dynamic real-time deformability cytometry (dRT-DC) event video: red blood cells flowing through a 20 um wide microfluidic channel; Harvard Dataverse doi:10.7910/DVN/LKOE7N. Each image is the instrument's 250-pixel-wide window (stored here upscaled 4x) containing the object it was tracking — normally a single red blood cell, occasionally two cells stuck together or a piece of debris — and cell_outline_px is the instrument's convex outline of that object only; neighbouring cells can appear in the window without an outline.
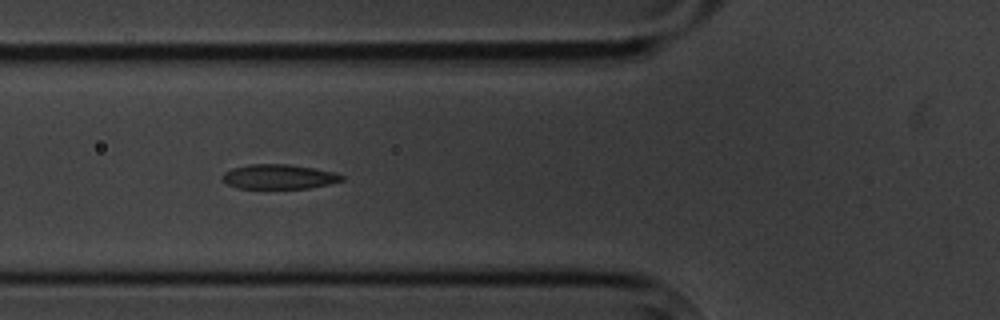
{"species": "common noctule bat (a hibernating species)", "species_latin": "Nyctalus noctula", "temperature_condition": "cold", "stored_images_in_passage": 9, "camera_frame_rate_fps": 3000, "um_per_image_px": 0.085, "animal": {"sex": "male", "body_mass_g": 20.1, "forearm_length_mm": 53.5}, "frame": {"image": 1, "passage_image": 6, "time_ms": 5.667, "image_size_px": [1000, 320], "cell_outline_px": [[344, 180], [328, 184], [308, 188], [236, 188], [228, 184], [224, 180], [224, 172], [232, 168], [248, 164], [288, 164], [336, 172], [344, 176]], "centroid_in_image_um": [23.72, 15.01], "position_along_channel_um": 102.1, "area_um2": 16.99}}
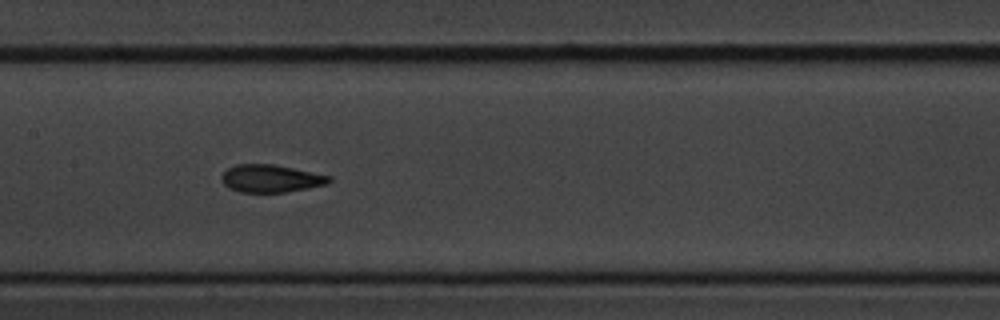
{"frame": {"image": 2, "passage_image": 8, "time_ms": 8.0, "image_size_px": [1000, 320], "cell_outline_px": [[332, 180], [328, 184], [308, 188], [284, 192], [240, 192], [228, 188], [224, 184], [220, 176], [228, 168], [236, 164], [272, 164], [332, 176]], "centroid_in_image_um": [23.02, 15.17], "position_along_channel_um": 184.4, "area_um2": 17.28}}
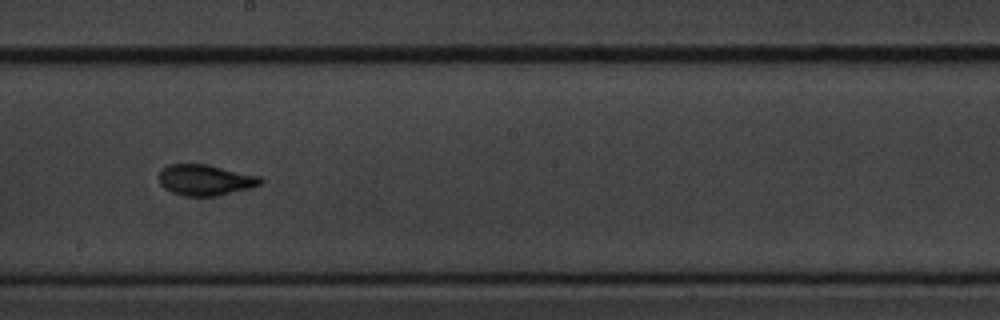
{"frame": {"image": 3, "passage_image": 9, "time_ms": 9.333, "image_size_px": [1000, 320], "cell_outline_px": [[264, 180], [260, 184], [252, 188], [216, 196], [188, 196], [172, 192], [164, 188], [160, 184], [156, 176], [168, 164], [204, 164], [260, 176]], "centroid_in_image_um": [17.43, 15.3], "position_along_channel_um": 230.8, "area_um2": 18.26}}